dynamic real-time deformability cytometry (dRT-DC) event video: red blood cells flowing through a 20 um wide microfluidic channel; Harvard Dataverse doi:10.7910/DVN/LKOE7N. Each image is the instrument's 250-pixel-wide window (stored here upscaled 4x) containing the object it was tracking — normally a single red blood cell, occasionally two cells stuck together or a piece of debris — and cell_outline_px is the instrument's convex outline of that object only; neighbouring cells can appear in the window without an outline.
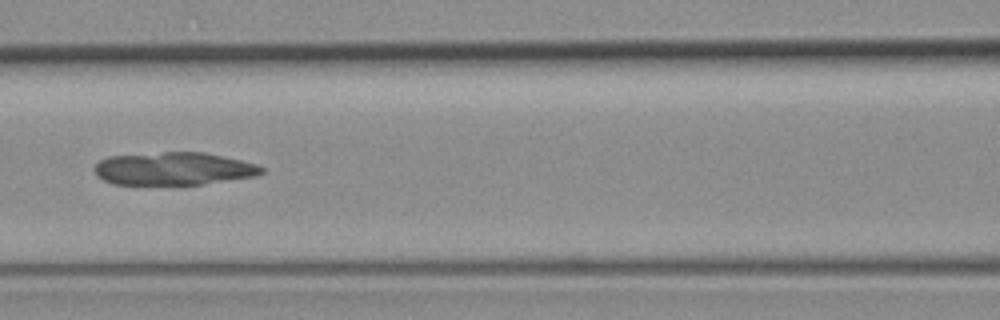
{"species": "common noctule bat (a hibernating species)", "species_latin": "Nyctalus noctula", "temperature_condition": "room temperature", "stored_images_in_passage": 8, "camera_frame_rate_fps": 3000, "um_per_image_px": 0.085, "animal": {"sex": "female", "body_mass_g": 19.3, "forearm_length_mm": 54.1}, "frame": {"image": 1, "passage_image": 7, "time_ms": 7.333, "image_size_px": [1000, 320], "cell_outline_px": [[264, 172], [256, 176], [204, 184], [112, 184], [96, 176], [92, 168], [100, 160], [108, 156], [164, 152], [204, 152], [240, 160], [256, 164], [264, 168]], "centroid_in_image_um": [14.73, 14.34], "position_along_channel_um": 151.9, "area_um2": 32.02}}
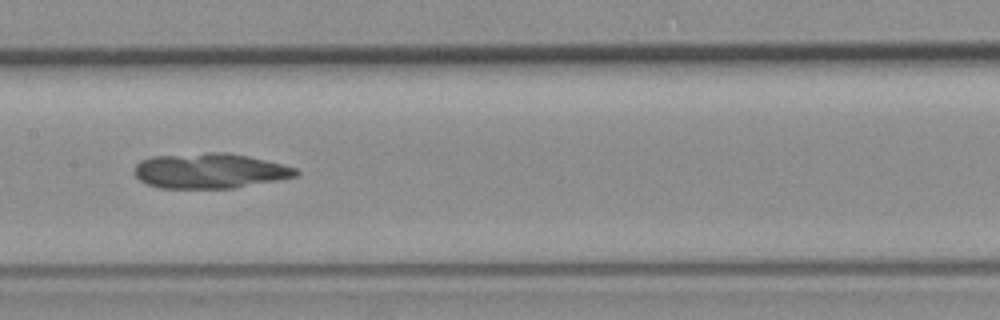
{"frame": {"image": 2, "passage_image": 8, "time_ms": 8.333, "image_size_px": [1000, 320], "cell_outline_px": [[300, 172], [296, 176], [276, 180], [232, 188], [160, 188], [148, 184], [140, 180], [132, 172], [136, 164], [140, 160], [152, 156], [208, 152], [228, 152], [248, 156], [296, 168]], "centroid_in_image_um": [17.77, 14.51], "position_along_channel_um": 189.6, "area_um2": 33.0}}